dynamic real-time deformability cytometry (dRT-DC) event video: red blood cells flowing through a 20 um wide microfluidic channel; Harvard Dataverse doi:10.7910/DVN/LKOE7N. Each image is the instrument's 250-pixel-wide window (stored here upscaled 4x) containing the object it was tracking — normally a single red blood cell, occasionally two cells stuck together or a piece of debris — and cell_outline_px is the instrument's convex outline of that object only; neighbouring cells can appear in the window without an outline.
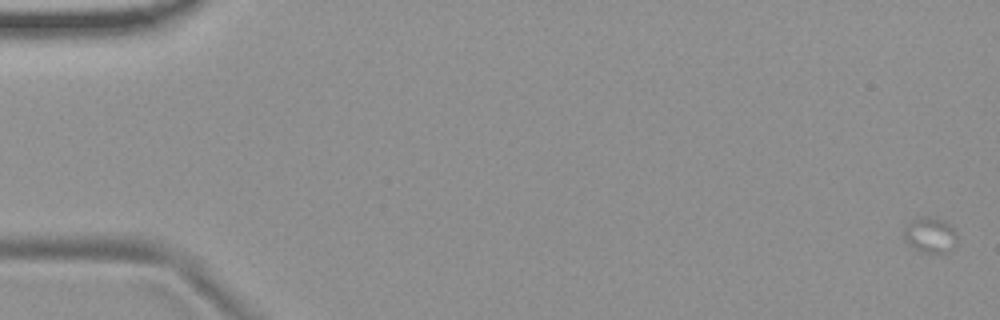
{"species": "common noctule bat (a hibernating species)", "species_latin": "Nyctalus noctula", "temperature_condition": "room temperature", "stored_images_in_passage": 19, "camera_frame_rate_fps": 3000, "um_per_image_px": 0.085, "animal": {"sex": "female", "body_mass_g": 19.9}, "frame": {"image": 1, "passage_image": 1, "time_ms": 0.0, "image_size_px": [1000, 320], "cell_outline_px": [[956, 244], [948, 252], [936, 256], [912, 248], [904, 240], [904, 232], [908, 224], [912, 220], [920, 216], [928, 216], [944, 220], [956, 232]], "centroid_in_image_um": [79.07, 20.02], "position_along_channel_um": 5.9, "area_um2": 11.27}}